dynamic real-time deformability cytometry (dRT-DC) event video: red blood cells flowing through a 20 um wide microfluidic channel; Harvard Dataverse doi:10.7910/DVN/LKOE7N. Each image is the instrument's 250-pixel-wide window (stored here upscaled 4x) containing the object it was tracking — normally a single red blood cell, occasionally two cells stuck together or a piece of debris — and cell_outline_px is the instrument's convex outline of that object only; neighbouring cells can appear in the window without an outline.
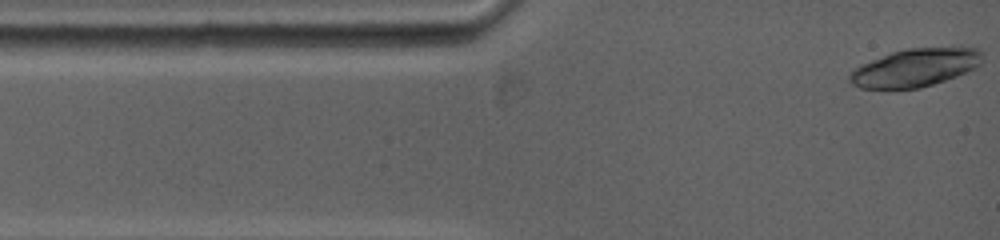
{"species": "common noctule bat (a hibernating species)", "species_latin": "Nyctalus noctula", "temperature_condition": "warm", "stored_images_in_passage": 2, "camera_frame_rate_fps": 5000, "um_per_image_px": 0.085, "animal": {"sex": "female", "body_mass_g": 19.0, "forearm_length_mm": 53.3}, "frame": {"image": 1, "passage_image": 1, "time_ms": 0.0, "image_size_px": [1000, 240], "cell_outline_px": [[980, 64], [976, 68], [956, 76], [920, 88], [860, 88], [852, 84], [848, 80], [848, 72], [852, 68], [860, 64], [892, 52], [908, 48], [960, 44], [976, 48], [980, 52]], "centroid_in_image_um": [77.8, 5.7], "position_along_channel_um": 7.2, "area_um2": 30.06}}